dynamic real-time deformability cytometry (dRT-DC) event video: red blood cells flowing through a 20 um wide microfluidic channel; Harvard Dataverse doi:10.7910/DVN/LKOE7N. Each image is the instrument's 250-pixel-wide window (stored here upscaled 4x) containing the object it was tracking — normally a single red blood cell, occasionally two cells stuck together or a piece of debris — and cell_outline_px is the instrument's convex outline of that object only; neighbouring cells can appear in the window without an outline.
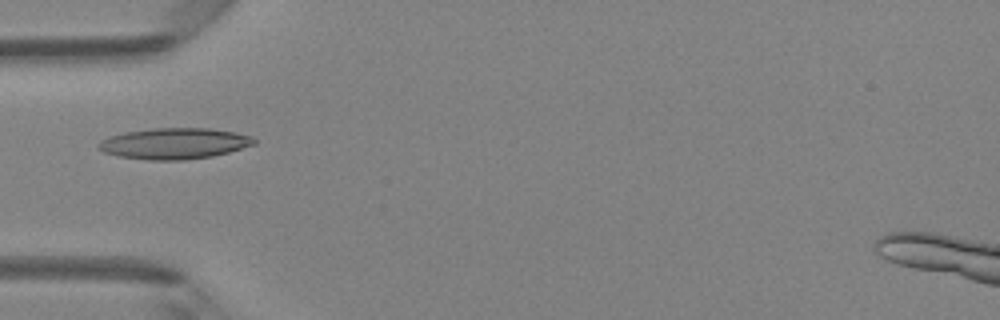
{"species": "Egyptian fruit bat (a non-hibernating species)", "species_latin": "Rousettus aegyptiacus", "temperature_condition": "room temperature", "stored_images_in_passage": 34, "camera_frame_rate_fps": 3000, "um_per_image_px": 0.085, "animal": {"sex": "female"}, "frame": {"image": 1, "passage_image": 2, "time_ms": 0.333, "image_size_px": [1000, 320], "cell_outline_px": [[256, 144], [228, 152], [212, 156], [184, 160], [148, 160], [116, 156], [104, 152], [96, 148], [100, 140], [124, 132], [152, 128], [208, 128], [232, 132], [252, 136], [256, 140]], "centroid_in_image_um": [14.79, 12.2], "position_along_channel_um": 70.2, "area_um2": 28.15}}
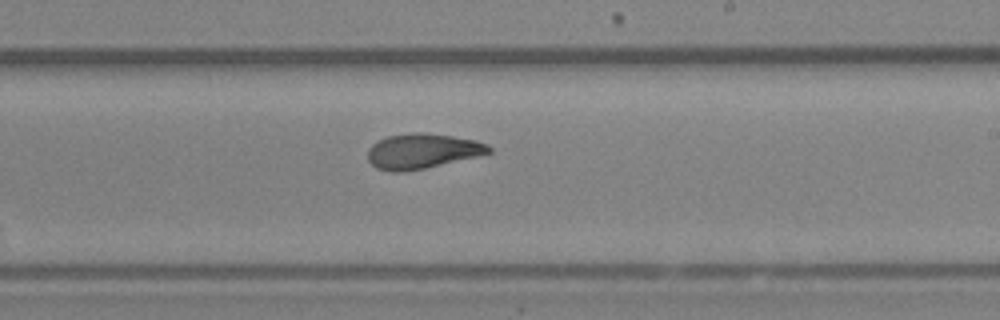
{"frame": {"image": 2, "passage_image": 15, "time_ms": 4.667, "image_size_px": [1000, 320], "cell_outline_px": [[492, 152], [476, 156], [424, 168], [404, 172], [392, 172], [376, 168], [368, 160], [368, 148], [376, 140], [388, 136], [412, 132], [424, 132], [452, 136], [476, 140], [488, 144], [492, 148]], "centroid_in_image_um": [35.86, 12.83], "position_along_channel_um": 253.1, "area_um2": 24.74}}
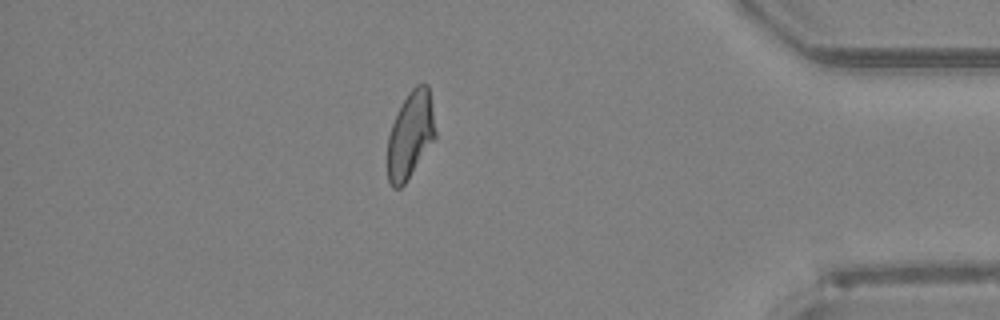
{"frame": {"image": 3, "passage_image": 28, "time_ms": 9.0, "image_size_px": [1000, 320], "cell_outline_px": [[436, 136], [404, 184], [400, 188], [392, 188], [388, 180], [388, 136], [392, 124], [408, 92], [416, 84], [428, 84], [436, 132]], "centroid_in_image_um": [34.88, 11.46], "position_along_channel_um": 400.3, "area_um2": 23.7}, "authors_computed_cell_mechanics": {"area_um2": 24.7384, "velocity_mm_per_s": 4.2277, "shape_relaxation_time_tau1_ms": 3.1066, "shape_relaxation_time_tau2_ms": 1.7649, "deformation_change_tau1": 0.1378, "deformation_change_tau2": 0.0747}}